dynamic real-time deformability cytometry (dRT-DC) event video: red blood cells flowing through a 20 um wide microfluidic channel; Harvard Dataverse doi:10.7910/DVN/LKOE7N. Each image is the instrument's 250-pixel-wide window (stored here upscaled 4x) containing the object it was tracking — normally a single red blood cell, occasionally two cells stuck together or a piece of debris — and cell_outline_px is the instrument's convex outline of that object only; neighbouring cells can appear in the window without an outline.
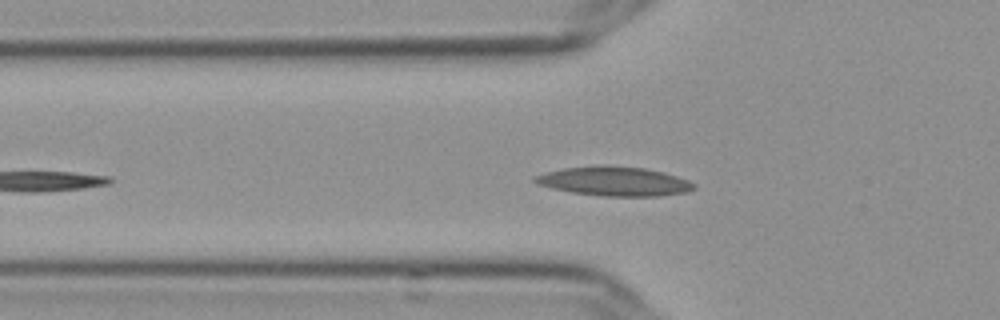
{"species": "Egyptian fruit bat (a non-hibernating species)", "species_latin": "Rousettus aegyptiacus", "temperature_condition": "cold", "stored_images_in_passage": 31, "camera_frame_rate_fps": 3000, "um_per_image_px": 0.085, "frame": {"image": 1, "passage_image": 9, "time_ms": 2.667, "image_size_px": [1000, 320], "cell_outline_px": [[696, 188], [688, 192], [660, 196], [604, 196], [572, 192], [552, 188], [536, 184], [532, 180], [532, 176], [564, 168], [604, 164], [644, 168], [664, 172], [688, 180], [696, 184]], "centroid_in_image_um": [52.22, 15.4], "position_along_channel_um": 73.6, "area_um2": 27.28}}
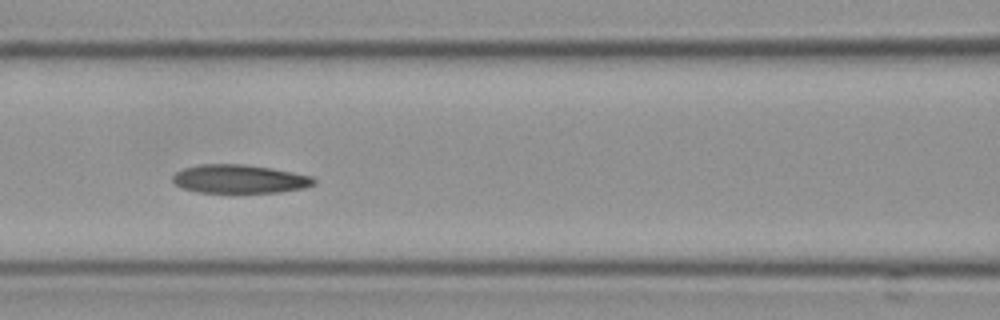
{"frame": {"image": 2, "passage_image": 15, "time_ms": 4.667, "image_size_px": [1000, 320], "cell_outline_px": [[316, 184], [304, 188], [280, 192], [228, 196], [196, 192], [180, 188], [172, 180], [172, 176], [176, 172], [184, 168], [204, 164], [244, 164], [272, 168], [312, 176], [316, 180]], "centroid_in_image_um": [20.34, 15.27], "position_along_channel_um": 146.3, "area_um2": 24.74}}
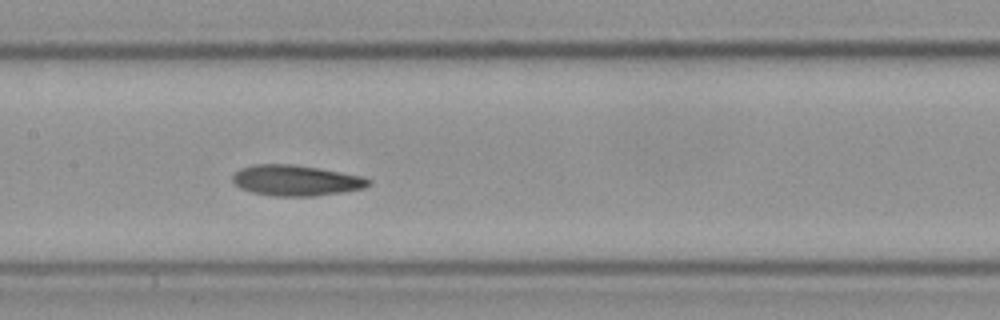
{"frame": {"image": 3, "passage_image": 18, "time_ms": 5.667, "image_size_px": [1000, 320], "cell_outline_px": [[372, 184], [364, 188], [340, 192], [312, 196], [272, 196], [252, 192], [240, 188], [232, 180], [232, 176], [240, 168], [252, 164], [292, 164], [364, 176], [372, 180]], "centroid_in_image_um": [25.16, 15.33], "position_along_channel_um": 182.2, "area_um2": 24.28}}